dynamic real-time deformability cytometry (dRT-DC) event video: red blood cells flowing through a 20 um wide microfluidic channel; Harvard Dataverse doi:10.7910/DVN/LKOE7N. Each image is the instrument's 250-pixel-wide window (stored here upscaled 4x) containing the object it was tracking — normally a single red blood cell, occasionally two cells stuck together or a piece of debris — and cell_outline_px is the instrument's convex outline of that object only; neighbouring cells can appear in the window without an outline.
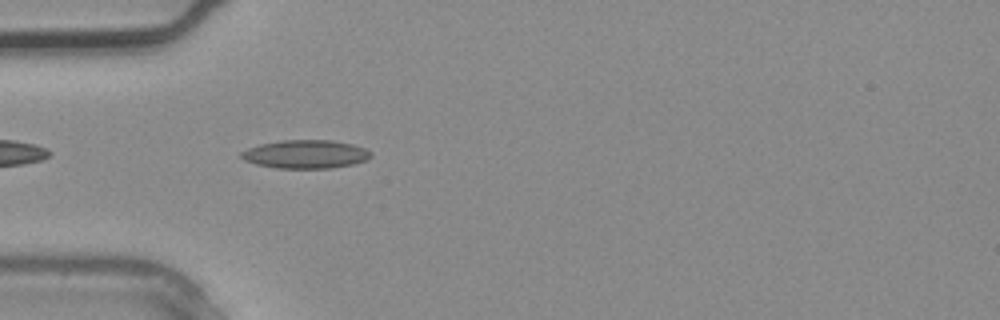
{"species": "common noctule bat (a hibernating species)", "species_latin": "Nyctalus noctula", "temperature_condition": "warm", "stored_images_in_passage": 3, "camera_frame_rate_fps": 3000, "um_per_image_px": 0.085, "animal": {"sex": "male", "body_mass_g": 20.4}, "frame": {"image": 1, "passage_image": 3, "time_ms": 0.667, "image_size_px": [1000, 320], "cell_outline_px": [[372, 156], [368, 160], [352, 164], [332, 168], [276, 168], [256, 164], [244, 160], [240, 156], [240, 152], [248, 148], [260, 144], [284, 140], [332, 140], [352, 144], [364, 148], [372, 152]], "centroid_in_image_um": [25.99, 13.11], "position_along_channel_um": 59.0, "area_um2": 21.5}}